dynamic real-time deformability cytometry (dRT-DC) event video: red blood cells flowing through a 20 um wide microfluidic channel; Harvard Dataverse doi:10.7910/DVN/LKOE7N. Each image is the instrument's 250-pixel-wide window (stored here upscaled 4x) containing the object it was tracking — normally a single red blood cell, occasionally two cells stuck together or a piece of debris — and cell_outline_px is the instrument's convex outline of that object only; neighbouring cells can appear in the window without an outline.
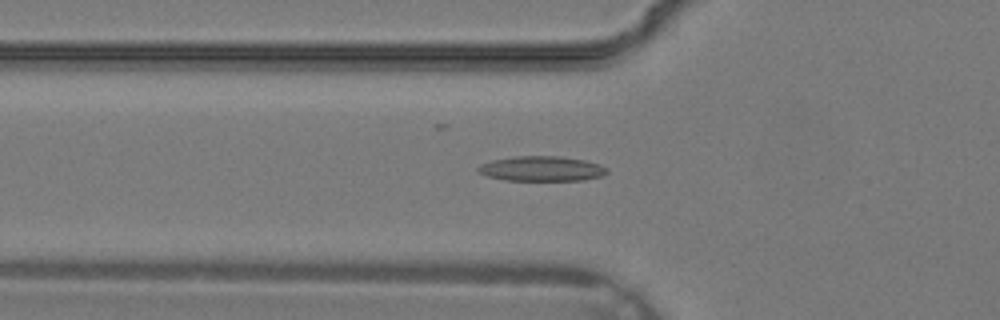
{"species": "common noctule bat (a hibernating species)", "species_latin": "Nyctalus noctula", "temperature_condition": "warm", "stored_images_in_passage": 34, "camera_frame_rate_fps": 3000, "um_per_image_px": 0.085, "animal": {"sex": "male", "body_mass_g": 19.2, "forearm_length_mm": 51.8}, "frame": {"image": 1, "passage_image": 13, "time_ms": 4.0, "image_size_px": [1000, 320], "cell_outline_px": [[608, 172], [604, 176], [584, 180], [504, 180], [488, 176], [476, 172], [476, 168], [480, 164], [492, 160], [516, 156], [560, 156], [584, 160], [600, 164], [608, 168]], "centroid_in_image_um": [46.05, 14.34], "position_along_channel_um": 79.8, "area_um2": 18.9}}
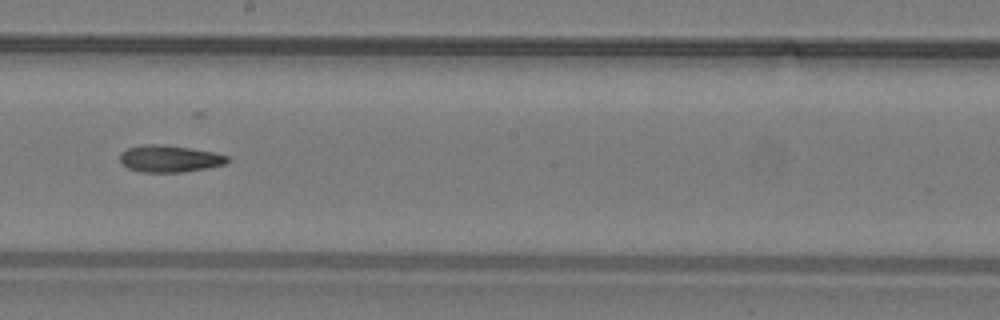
{"frame": {"image": 2, "passage_image": 21, "time_ms": 6.667, "image_size_px": [1000, 320], "cell_outline_px": [[228, 160], [224, 164], [208, 168], [180, 172], [140, 172], [128, 168], [120, 160], [120, 152], [128, 148], [144, 144], [164, 144], [216, 152], [228, 156]], "centroid_in_image_um": [14.41, 13.48], "position_along_channel_um": 233.8, "area_um2": 16.88}}
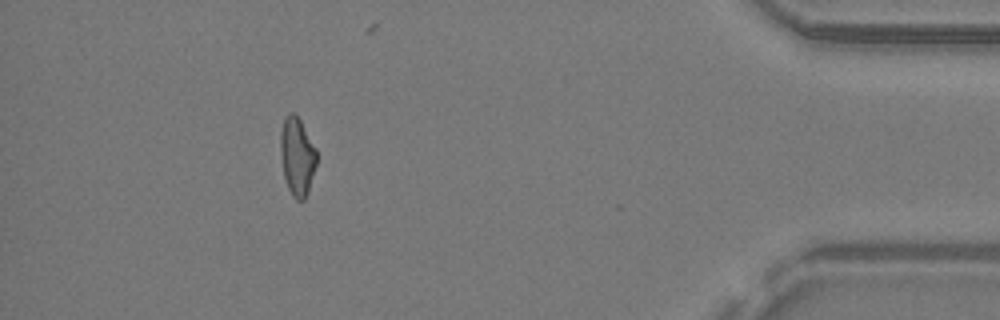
{"frame": {"image": 3, "passage_image": 33, "time_ms": 10.667, "image_size_px": [1000, 320], "cell_outline_px": [[316, 164], [308, 192], [304, 200], [296, 200], [292, 196], [288, 188], [284, 176], [280, 156], [280, 132], [284, 116], [288, 112], [292, 112], [300, 120], [316, 148]], "centroid_in_image_um": [25.23, 13.28], "position_along_channel_um": 410.0, "area_um2": 16.53}}